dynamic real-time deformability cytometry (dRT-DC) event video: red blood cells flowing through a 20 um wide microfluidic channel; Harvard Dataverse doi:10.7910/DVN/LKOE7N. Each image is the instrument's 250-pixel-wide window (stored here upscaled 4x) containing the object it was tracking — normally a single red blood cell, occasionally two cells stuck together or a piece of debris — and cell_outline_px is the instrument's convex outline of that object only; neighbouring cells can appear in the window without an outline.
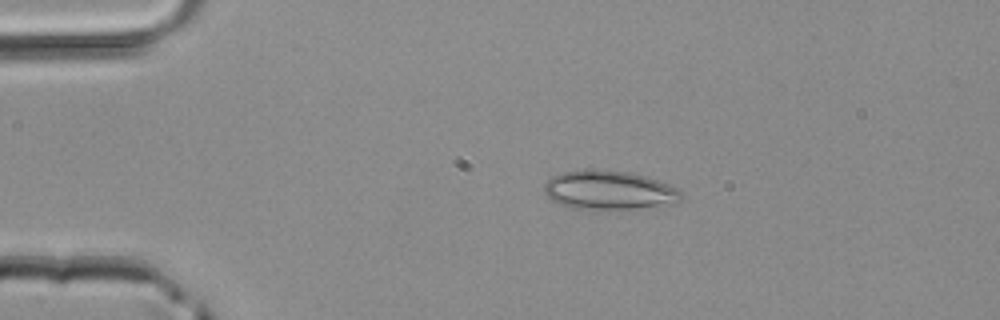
{"species": "common noctule bat (a hibernating species)", "species_latin": "Nyctalus noctula", "temperature_condition": "room temperature", "stored_images_in_passage": 5, "camera_frame_rate_fps": 3000, "um_per_image_px": 0.085, "animal": {"sex": "male", "body_mass_g": 20.4}, "frame": {"image": 1, "passage_image": 5, "time_ms": 1.333, "image_size_px": [1000, 320], "cell_outline_px": [[680, 200], [676, 204], [632, 208], [572, 208], [560, 204], [552, 200], [544, 192], [544, 184], [552, 176], [564, 172], [588, 168], [628, 172], [644, 176], [668, 184], [676, 188], [680, 192]], "centroid_in_image_um": [51.74, 16.15], "position_along_channel_um": 33.3, "area_um2": 30.69}}